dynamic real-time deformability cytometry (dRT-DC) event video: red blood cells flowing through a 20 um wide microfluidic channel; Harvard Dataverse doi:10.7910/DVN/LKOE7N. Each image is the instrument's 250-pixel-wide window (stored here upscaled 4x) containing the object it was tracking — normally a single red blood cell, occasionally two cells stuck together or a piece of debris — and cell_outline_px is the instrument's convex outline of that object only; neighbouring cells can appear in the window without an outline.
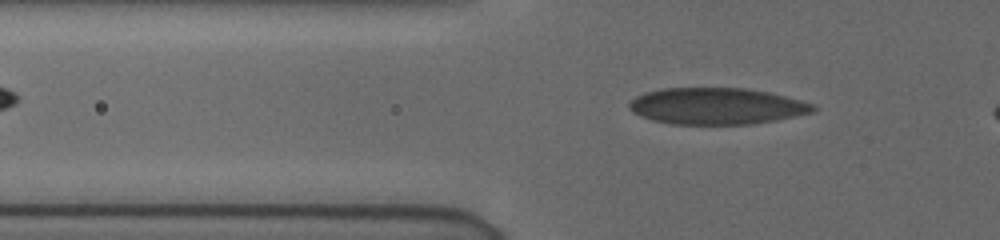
{"species": "human", "species_latin": "Homo sapiens", "temperature_condition": "cold", "stored_images_in_passage": 18, "camera_frame_rate_fps": 3000, "um_per_image_px": 0.085, "donor": {"sex": "female"}, "frame": {"image": 1, "passage_image": 11, "time_ms": 3.333, "image_size_px": [1000, 240], "cell_outline_px": [[816, 108], [812, 112], [776, 120], [752, 124], [672, 124], [652, 120], [640, 116], [632, 112], [628, 108], [628, 104], [636, 96], [644, 92], [664, 88], [748, 88], [768, 92], [800, 100], [812, 104]], "centroid_in_image_um": [60.86, 9.02], "position_along_channel_um": 64.9, "area_um2": 39.07}}
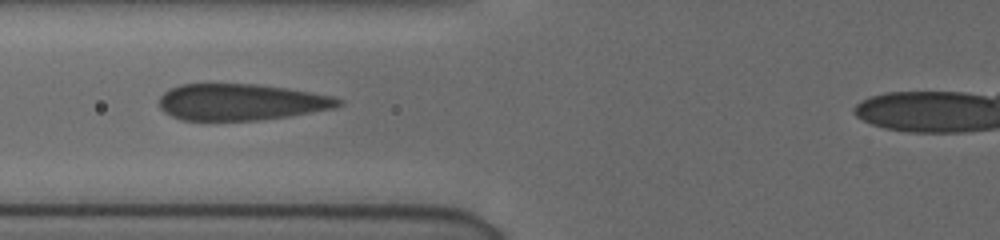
{"frame": {"image": 2, "passage_image": 15, "time_ms": 4.667, "image_size_px": [1000, 240], "cell_outline_px": [[344, 104], [336, 108], [288, 116], [256, 120], [180, 120], [164, 112], [160, 108], [160, 96], [168, 88], [180, 84], [256, 84], [288, 88], [312, 92], [332, 96], [344, 100]], "centroid_in_image_um": [20.51, 8.67], "position_along_channel_um": 105.3, "area_um2": 38.26}}
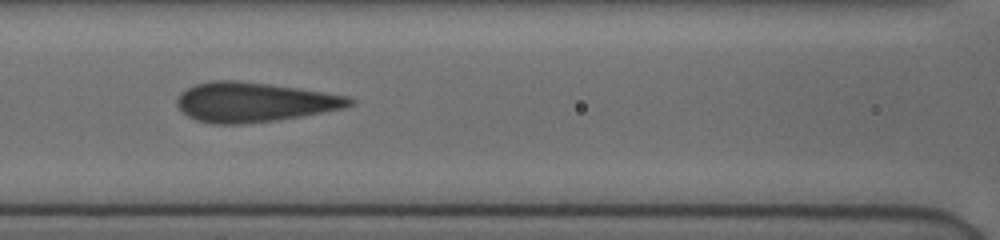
{"frame": {"image": 3, "passage_image": 18, "time_ms": 5.667, "image_size_px": [1000, 240], "cell_outline_px": [[356, 100], [352, 104], [344, 108], [300, 116], [276, 120], [244, 124], [212, 124], [196, 120], [188, 116], [176, 104], [176, 100], [180, 92], [196, 84], [212, 80], [236, 80], [268, 84], [324, 92], [348, 96]], "centroid_in_image_um": [21.57, 8.68], "position_along_channel_um": 145.0, "area_um2": 39.65}}